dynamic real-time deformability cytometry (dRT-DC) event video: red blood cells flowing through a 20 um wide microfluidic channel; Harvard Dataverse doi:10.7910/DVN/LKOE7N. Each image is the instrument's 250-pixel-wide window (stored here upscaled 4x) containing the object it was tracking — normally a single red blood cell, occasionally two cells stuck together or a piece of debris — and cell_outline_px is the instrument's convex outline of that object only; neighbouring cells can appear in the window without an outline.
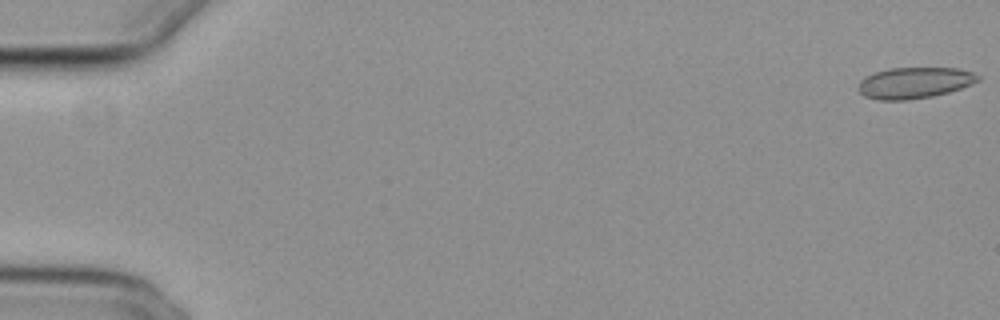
{"species": "common noctule bat (a hibernating species)", "species_latin": "Nyctalus noctula", "temperature_condition": "cold", "stored_images_in_passage": 11, "camera_frame_rate_fps": 3000, "um_per_image_px": 0.085, "animal": {"sex": "female", "body_mass_g": 29.2, "forearm_length_mm": 56.3}, "frame": {"image": 1, "passage_image": 1, "time_ms": 0.0, "image_size_px": [1000, 320], "cell_outline_px": [[980, 80], [972, 84], [948, 92], [932, 96], [904, 100], [880, 100], [864, 96], [856, 88], [860, 80], [864, 76], [888, 68], [960, 68], [972, 72], [980, 76]], "centroid_in_image_um": [77.71, 7.03], "position_along_channel_um": 7.3, "area_um2": 21.79}}